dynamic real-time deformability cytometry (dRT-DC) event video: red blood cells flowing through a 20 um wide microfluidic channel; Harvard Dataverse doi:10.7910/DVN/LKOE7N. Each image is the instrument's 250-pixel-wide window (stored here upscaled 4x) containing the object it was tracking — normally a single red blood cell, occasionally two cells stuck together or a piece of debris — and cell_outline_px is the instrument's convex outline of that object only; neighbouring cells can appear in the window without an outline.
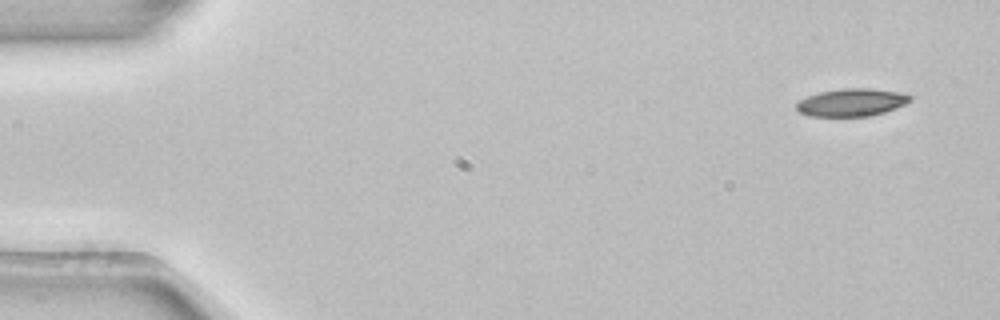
{"species": "common noctule bat (a hibernating species)", "species_latin": "Nyctalus noctula", "temperature_condition": "room temperature", "stored_images_in_passage": 4, "camera_frame_rate_fps": 3000, "um_per_image_px": 0.085, "animal": {"sex": "female", "body_mass_g": 22.7, "forearm_length_mm": 54.2}, "frame": {"image": 1, "passage_image": 1, "time_ms": 0.0, "image_size_px": [1000, 320], "cell_outline_px": [[912, 100], [904, 104], [884, 112], [868, 116], [808, 116], [800, 112], [796, 108], [796, 104], [800, 100], [808, 96], [820, 92], [840, 88], [872, 88], [900, 92], [912, 96]], "centroid_in_image_um": [72.39, 8.69], "position_along_channel_um": 12.6, "area_um2": 18.26}}